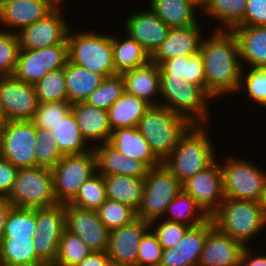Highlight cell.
I'll return each instance as SVG.
<instances>
[{
  "label": "cell",
  "instance_id": "56",
  "mask_svg": "<svg viewBox=\"0 0 266 266\" xmlns=\"http://www.w3.org/2000/svg\"><path fill=\"white\" fill-rule=\"evenodd\" d=\"M252 253L250 247H245L240 258L239 266H266V255L254 256Z\"/></svg>",
  "mask_w": 266,
  "mask_h": 266
},
{
  "label": "cell",
  "instance_id": "39",
  "mask_svg": "<svg viewBox=\"0 0 266 266\" xmlns=\"http://www.w3.org/2000/svg\"><path fill=\"white\" fill-rule=\"evenodd\" d=\"M92 252L78 235L64 229L53 266H76Z\"/></svg>",
  "mask_w": 266,
  "mask_h": 266
},
{
  "label": "cell",
  "instance_id": "29",
  "mask_svg": "<svg viewBox=\"0 0 266 266\" xmlns=\"http://www.w3.org/2000/svg\"><path fill=\"white\" fill-rule=\"evenodd\" d=\"M108 199L131 207L135 212L142 203L144 179L127 175H103Z\"/></svg>",
  "mask_w": 266,
  "mask_h": 266
},
{
  "label": "cell",
  "instance_id": "43",
  "mask_svg": "<svg viewBox=\"0 0 266 266\" xmlns=\"http://www.w3.org/2000/svg\"><path fill=\"white\" fill-rule=\"evenodd\" d=\"M245 68L241 70L238 93L245 89L249 101L251 99L256 105L266 108V68H249L246 72Z\"/></svg>",
  "mask_w": 266,
  "mask_h": 266
},
{
  "label": "cell",
  "instance_id": "12",
  "mask_svg": "<svg viewBox=\"0 0 266 266\" xmlns=\"http://www.w3.org/2000/svg\"><path fill=\"white\" fill-rule=\"evenodd\" d=\"M67 62V39L61 44L47 48L20 49L13 76L27 84L34 85L48 72L64 68Z\"/></svg>",
  "mask_w": 266,
  "mask_h": 266
},
{
  "label": "cell",
  "instance_id": "24",
  "mask_svg": "<svg viewBox=\"0 0 266 266\" xmlns=\"http://www.w3.org/2000/svg\"><path fill=\"white\" fill-rule=\"evenodd\" d=\"M71 111L75 115L77 125L82 137L92 147L95 142L103 144L108 142L112 134L107 110L95 107L88 103L77 102L72 104Z\"/></svg>",
  "mask_w": 266,
  "mask_h": 266
},
{
  "label": "cell",
  "instance_id": "44",
  "mask_svg": "<svg viewBox=\"0 0 266 266\" xmlns=\"http://www.w3.org/2000/svg\"><path fill=\"white\" fill-rule=\"evenodd\" d=\"M96 211L110 231L128 225L137 218L131 207L108 198Z\"/></svg>",
  "mask_w": 266,
  "mask_h": 266
},
{
  "label": "cell",
  "instance_id": "47",
  "mask_svg": "<svg viewBox=\"0 0 266 266\" xmlns=\"http://www.w3.org/2000/svg\"><path fill=\"white\" fill-rule=\"evenodd\" d=\"M19 50L17 32L0 30V76L14 74Z\"/></svg>",
  "mask_w": 266,
  "mask_h": 266
},
{
  "label": "cell",
  "instance_id": "33",
  "mask_svg": "<svg viewBox=\"0 0 266 266\" xmlns=\"http://www.w3.org/2000/svg\"><path fill=\"white\" fill-rule=\"evenodd\" d=\"M114 68L121 75L125 71L143 66L151 60L149 53L127 34L125 38L112 35Z\"/></svg>",
  "mask_w": 266,
  "mask_h": 266
},
{
  "label": "cell",
  "instance_id": "3",
  "mask_svg": "<svg viewBox=\"0 0 266 266\" xmlns=\"http://www.w3.org/2000/svg\"><path fill=\"white\" fill-rule=\"evenodd\" d=\"M160 96V99L163 98L160 105L185 117L192 125L209 123V101L213 98L202 87L189 83L182 77L160 73Z\"/></svg>",
  "mask_w": 266,
  "mask_h": 266
},
{
  "label": "cell",
  "instance_id": "48",
  "mask_svg": "<svg viewBox=\"0 0 266 266\" xmlns=\"http://www.w3.org/2000/svg\"><path fill=\"white\" fill-rule=\"evenodd\" d=\"M150 228L157 235L163 249H169L177 245L184 237L190 226L158 219L150 223Z\"/></svg>",
  "mask_w": 266,
  "mask_h": 266
},
{
  "label": "cell",
  "instance_id": "6",
  "mask_svg": "<svg viewBox=\"0 0 266 266\" xmlns=\"http://www.w3.org/2000/svg\"><path fill=\"white\" fill-rule=\"evenodd\" d=\"M72 31L69 29L67 34L68 60L71 63L104 78L118 75L114 68L112 35L98 34V31L91 30Z\"/></svg>",
  "mask_w": 266,
  "mask_h": 266
},
{
  "label": "cell",
  "instance_id": "20",
  "mask_svg": "<svg viewBox=\"0 0 266 266\" xmlns=\"http://www.w3.org/2000/svg\"><path fill=\"white\" fill-rule=\"evenodd\" d=\"M202 33L200 23L187 27L170 28L166 39L151 55V61L159 66L170 58L197 54L200 52L203 41Z\"/></svg>",
  "mask_w": 266,
  "mask_h": 266
},
{
  "label": "cell",
  "instance_id": "54",
  "mask_svg": "<svg viewBox=\"0 0 266 266\" xmlns=\"http://www.w3.org/2000/svg\"><path fill=\"white\" fill-rule=\"evenodd\" d=\"M188 61V56H178L175 58H170L163 61L159 65L160 73L171 74L172 77H182L185 75L186 62Z\"/></svg>",
  "mask_w": 266,
  "mask_h": 266
},
{
  "label": "cell",
  "instance_id": "16",
  "mask_svg": "<svg viewBox=\"0 0 266 266\" xmlns=\"http://www.w3.org/2000/svg\"><path fill=\"white\" fill-rule=\"evenodd\" d=\"M65 229L78 235L91 250L107 252L110 230L99 219L96 210L65 204Z\"/></svg>",
  "mask_w": 266,
  "mask_h": 266
},
{
  "label": "cell",
  "instance_id": "18",
  "mask_svg": "<svg viewBox=\"0 0 266 266\" xmlns=\"http://www.w3.org/2000/svg\"><path fill=\"white\" fill-rule=\"evenodd\" d=\"M213 227L211 218L190 227L177 245L163 249L160 266H197L207 233Z\"/></svg>",
  "mask_w": 266,
  "mask_h": 266
},
{
  "label": "cell",
  "instance_id": "40",
  "mask_svg": "<svg viewBox=\"0 0 266 266\" xmlns=\"http://www.w3.org/2000/svg\"><path fill=\"white\" fill-rule=\"evenodd\" d=\"M36 234V209L12 207L2 238L34 237Z\"/></svg>",
  "mask_w": 266,
  "mask_h": 266
},
{
  "label": "cell",
  "instance_id": "10",
  "mask_svg": "<svg viewBox=\"0 0 266 266\" xmlns=\"http://www.w3.org/2000/svg\"><path fill=\"white\" fill-rule=\"evenodd\" d=\"M54 195L58 204H69L80 187L97 172L93 151L78 155H64L51 169Z\"/></svg>",
  "mask_w": 266,
  "mask_h": 266
},
{
  "label": "cell",
  "instance_id": "36",
  "mask_svg": "<svg viewBox=\"0 0 266 266\" xmlns=\"http://www.w3.org/2000/svg\"><path fill=\"white\" fill-rule=\"evenodd\" d=\"M209 218L197 202L183 191L167 206L165 217H163L164 220L183 223L190 227L200 225Z\"/></svg>",
  "mask_w": 266,
  "mask_h": 266
},
{
  "label": "cell",
  "instance_id": "62",
  "mask_svg": "<svg viewBox=\"0 0 266 266\" xmlns=\"http://www.w3.org/2000/svg\"><path fill=\"white\" fill-rule=\"evenodd\" d=\"M193 1H195L200 7H202L207 0H193Z\"/></svg>",
  "mask_w": 266,
  "mask_h": 266
},
{
  "label": "cell",
  "instance_id": "52",
  "mask_svg": "<svg viewBox=\"0 0 266 266\" xmlns=\"http://www.w3.org/2000/svg\"><path fill=\"white\" fill-rule=\"evenodd\" d=\"M238 26H266V0H247L244 20Z\"/></svg>",
  "mask_w": 266,
  "mask_h": 266
},
{
  "label": "cell",
  "instance_id": "19",
  "mask_svg": "<svg viewBox=\"0 0 266 266\" xmlns=\"http://www.w3.org/2000/svg\"><path fill=\"white\" fill-rule=\"evenodd\" d=\"M124 21V33L137 41L150 56L166 39L170 29L150 8L135 12Z\"/></svg>",
  "mask_w": 266,
  "mask_h": 266
},
{
  "label": "cell",
  "instance_id": "35",
  "mask_svg": "<svg viewBox=\"0 0 266 266\" xmlns=\"http://www.w3.org/2000/svg\"><path fill=\"white\" fill-rule=\"evenodd\" d=\"M247 0H207L201 9L204 14L222 23L215 30L231 31L243 20L246 13Z\"/></svg>",
  "mask_w": 266,
  "mask_h": 266
},
{
  "label": "cell",
  "instance_id": "4",
  "mask_svg": "<svg viewBox=\"0 0 266 266\" xmlns=\"http://www.w3.org/2000/svg\"><path fill=\"white\" fill-rule=\"evenodd\" d=\"M192 124L169 108L151 106L137 125L154 155L163 162L177 146L179 139Z\"/></svg>",
  "mask_w": 266,
  "mask_h": 266
},
{
  "label": "cell",
  "instance_id": "45",
  "mask_svg": "<svg viewBox=\"0 0 266 266\" xmlns=\"http://www.w3.org/2000/svg\"><path fill=\"white\" fill-rule=\"evenodd\" d=\"M36 166L52 169L64 156L58 148L51 130L36 128Z\"/></svg>",
  "mask_w": 266,
  "mask_h": 266
},
{
  "label": "cell",
  "instance_id": "2",
  "mask_svg": "<svg viewBox=\"0 0 266 266\" xmlns=\"http://www.w3.org/2000/svg\"><path fill=\"white\" fill-rule=\"evenodd\" d=\"M209 133L207 125H192L162 162L181 184L217 159Z\"/></svg>",
  "mask_w": 266,
  "mask_h": 266
},
{
  "label": "cell",
  "instance_id": "63",
  "mask_svg": "<svg viewBox=\"0 0 266 266\" xmlns=\"http://www.w3.org/2000/svg\"><path fill=\"white\" fill-rule=\"evenodd\" d=\"M5 120H4V114L2 112V109H1V106H0V123H4Z\"/></svg>",
  "mask_w": 266,
  "mask_h": 266
},
{
  "label": "cell",
  "instance_id": "28",
  "mask_svg": "<svg viewBox=\"0 0 266 266\" xmlns=\"http://www.w3.org/2000/svg\"><path fill=\"white\" fill-rule=\"evenodd\" d=\"M149 2V8L169 28L187 27L199 23L196 10L197 7L199 9L201 7L193 0H150Z\"/></svg>",
  "mask_w": 266,
  "mask_h": 266
},
{
  "label": "cell",
  "instance_id": "38",
  "mask_svg": "<svg viewBox=\"0 0 266 266\" xmlns=\"http://www.w3.org/2000/svg\"><path fill=\"white\" fill-rule=\"evenodd\" d=\"M33 86L38 103L68 101L64 68L48 72Z\"/></svg>",
  "mask_w": 266,
  "mask_h": 266
},
{
  "label": "cell",
  "instance_id": "60",
  "mask_svg": "<svg viewBox=\"0 0 266 266\" xmlns=\"http://www.w3.org/2000/svg\"><path fill=\"white\" fill-rule=\"evenodd\" d=\"M54 5H56L57 7H61L63 4L61 3H64L63 1L65 0H50Z\"/></svg>",
  "mask_w": 266,
  "mask_h": 266
},
{
  "label": "cell",
  "instance_id": "23",
  "mask_svg": "<svg viewBox=\"0 0 266 266\" xmlns=\"http://www.w3.org/2000/svg\"><path fill=\"white\" fill-rule=\"evenodd\" d=\"M96 145L93 147V151L96 156V167L98 174H120L136 177L139 179H145L149 168L143 162L135 160L127 155L124 156L108 142Z\"/></svg>",
  "mask_w": 266,
  "mask_h": 266
},
{
  "label": "cell",
  "instance_id": "46",
  "mask_svg": "<svg viewBox=\"0 0 266 266\" xmlns=\"http://www.w3.org/2000/svg\"><path fill=\"white\" fill-rule=\"evenodd\" d=\"M72 108L68 101L38 103L33 119L36 128L51 130Z\"/></svg>",
  "mask_w": 266,
  "mask_h": 266
},
{
  "label": "cell",
  "instance_id": "31",
  "mask_svg": "<svg viewBox=\"0 0 266 266\" xmlns=\"http://www.w3.org/2000/svg\"><path fill=\"white\" fill-rule=\"evenodd\" d=\"M64 70L68 102L70 104L86 101L89 95L105 79L102 75L93 73L87 68L77 66L69 60L65 64Z\"/></svg>",
  "mask_w": 266,
  "mask_h": 266
},
{
  "label": "cell",
  "instance_id": "49",
  "mask_svg": "<svg viewBox=\"0 0 266 266\" xmlns=\"http://www.w3.org/2000/svg\"><path fill=\"white\" fill-rule=\"evenodd\" d=\"M163 248L157 235L150 228L138 247L137 266H160Z\"/></svg>",
  "mask_w": 266,
  "mask_h": 266
},
{
  "label": "cell",
  "instance_id": "34",
  "mask_svg": "<svg viewBox=\"0 0 266 266\" xmlns=\"http://www.w3.org/2000/svg\"><path fill=\"white\" fill-rule=\"evenodd\" d=\"M51 132L63 155L84 154L93 149L82 137L72 111L61 119L57 125L52 127Z\"/></svg>",
  "mask_w": 266,
  "mask_h": 266
},
{
  "label": "cell",
  "instance_id": "57",
  "mask_svg": "<svg viewBox=\"0 0 266 266\" xmlns=\"http://www.w3.org/2000/svg\"><path fill=\"white\" fill-rule=\"evenodd\" d=\"M12 204L7 200V197L0 196V241L4 232L7 216L12 208Z\"/></svg>",
  "mask_w": 266,
  "mask_h": 266
},
{
  "label": "cell",
  "instance_id": "1",
  "mask_svg": "<svg viewBox=\"0 0 266 266\" xmlns=\"http://www.w3.org/2000/svg\"><path fill=\"white\" fill-rule=\"evenodd\" d=\"M200 46L206 92L214 99L238 93L242 66L235 35L228 30H213Z\"/></svg>",
  "mask_w": 266,
  "mask_h": 266
},
{
  "label": "cell",
  "instance_id": "37",
  "mask_svg": "<svg viewBox=\"0 0 266 266\" xmlns=\"http://www.w3.org/2000/svg\"><path fill=\"white\" fill-rule=\"evenodd\" d=\"M65 229V205L36 208L35 237L61 238Z\"/></svg>",
  "mask_w": 266,
  "mask_h": 266
},
{
  "label": "cell",
  "instance_id": "58",
  "mask_svg": "<svg viewBox=\"0 0 266 266\" xmlns=\"http://www.w3.org/2000/svg\"><path fill=\"white\" fill-rule=\"evenodd\" d=\"M259 204H260L261 211L264 215V218L266 220V185H265V189L262 193L261 199L259 201Z\"/></svg>",
  "mask_w": 266,
  "mask_h": 266
},
{
  "label": "cell",
  "instance_id": "21",
  "mask_svg": "<svg viewBox=\"0 0 266 266\" xmlns=\"http://www.w3.org/2000/svg\"><path fill=\"white\" fill-rule=\"evenodd\" d=\"M244 248L214 226L207 233L197 266H239Z\"/></svg>",
  "mask_w": 266,
  "mask_h": 266
},
{
  "label": "cell",
  "instance_id": "64",
  "mask_svg": "<svg viewBox=\"0 0 266 266\" xmlns=\"http://www.w3.org/2000/svg\"><path fill=\"white\" fill-rule=\"evenodd\" d=\"M110 266H122V265H116V264L111 263Z\"/></svg>",
  "mask_w": 266,
  "mask_h": 266
},
{
  "label": "cell",
  "instance_id": "59",
  "mask_svg": "<svg viewBox=\"0 0 266 266\" xmlns=\"http://www.w3.org/2000/svg\"><path fill=\"white\" fill-rule=\"evenodd\" d=\"M18 0H0V9L4 6L7 5L9 3H14L17 2Z\"/></svg>",
  "mask_w": 266,
  "mask_h": 266
},
{
  "label": "cell",
  "instance_id": "8",
  "mask_svg": "<svg viewBox=\"0 0 266 266\" xmlns=\"http://www.w3.org/2000/svg\"><path fill=\"white\" fill-rule=\"evenodd\" d=\"M181 191L182 184L163 163L148 169L136 217L148 223L163 219L167 206Z\"/></svg>",
  "mask_w": 266,
  "mask_h": 266
},
{
  "label": "cell",
  "instance_id": "30",
  "mask_svg": "<svg viewBox=\"0 0 266 266\" xmlns=\"http://www.w3.org/2000/svg\"><path fill=\"white\" fill-rule=\"evenodd\" d=\"M150 107L146 101L124 92L107 110L111 130L137 127Z\"/></svg>",
  "mask_w": 266,
  "mask_h": 266
},
{
  "label": "cell",
  "instance_id": "5",
  "mask_svg": "<svg viewBox=\"0 0 266 266\" xmlns=\"http://www.w3.org/2000/svg\"><path fill=\"white\" fill-rule=\"evenodd\" d=\"M210 218L217 229L245 247L266 226L259 202L250 200L225 198Z\"/></svg>",
  "mask_w": 266,
  "mask_h": 266
},
{
  "label": "cell",
  "instance_id": "17",
  "mask_svg": "<svg viewBox=\"0 0 266 266\" xmlns=\"http://www.w3.org/2000/svg\"><path fill=\"white\" fill-rule=\"evenodd\" d=\"M150 223L136 218L130 224L110 231L107 254L113 264L137 266L138 247Z\"/></svg>",
  "mask_w": 266,
  "mask_h": 266
},
{
  "label": "cell",
  "instance_id": "53",
  "mask_svg": "<svg viewBox=\"0 0 266 266\" xmlns=\"http://www.w3.org/2000/svg\"><path fill=\"white\" fill-rule=\"evenodd\" d=\"M19 168L0 157V196L7 197L11 192Z\"/></svg>",
  "mask_w": 266,
  "mask_h": 266
},
{
  "label": "cell",
  "instance_id": "61",
  "mask_svg": "<svg viewBox=\"0 0 266 266\" xmlns=\"http://www.w3.org/2000/svg\"><path fill=\"white\" fill-rule=\"evenodd\" d=\"M3 129H4V123H0V150H1V142H2Z\"/></svg>",
  "mask_w": 266,
  "mask_h": 266
},
{
  "label": "cell",
  "instance_id": "25",
  "mask_svg": "<svg viewBox=\"0 0 266 266\" xmlns=\"http://www.w3.org/2000/svg\"><path fill=\"white\" fill-rule=\"evenodd\" d=\"M231 31L237 40L242 68L245 63L249 68H266V26H237Z\"/></svg>",
  "mask_w": 266,
  "mask_h": 266
},
{
  "label": "cell",
  "instance_id": "32",
  "mask_svg": "<svg viewBox=\"0 0 266 266\" xmlns=\"http://www.w3.org/2000/svg\"><path fill=\"white\" fill-rule=\"evenodd\" d=\"M34 237L1 238L0 266H46L36 255Z\"/></svg>",
  "mask_w": 266,
  "mask_h": 266
},
{
  "label": "cell",
  "instance_id": "7",
  "mask_svg": "<svg viewBox=\"0 0 266 266\" xmlns=\"http://www.w3.org/2000/svg\"><path fill=\"white\" fill-rule=\"evenodd\" d=\"M7 200L18 208L36 209L56 205L52 170L40 166L19 168Z\"/></svg>",
  "mask_w": 266,
  "mask_h": 266
},
{
  "label": "cell",
  "instance_id": "55",
  "mask_svg": "<svg viewBox=\"0 0 266 266\" xmlns=\"http://www.w3.org/2000/svg\"><path fill=\"white\" fill-rule=\"evenodd\" d=\"M111 263L107 252L93 251L76 266H110Z\"/></svg>",
  "mask_w": 266,
  "mask_h": 266
},
{
  "label": "cell",
  "instance_id": "14",
  "mask_svg": "<svg viewBox=\"0 0 266 266\" xmlns=\"http://www.w3.org/2000/svg\"><path fill=\"white\" fill-rule=\"evenodd\" d=\"M182 191L191 196L210 217L225 199L218 158L209 167L184 181Z\"/></svg>",
  "mask_w": 266,
  "mask_h": 266
},
{
  "label": "cell",
  "instance_id": "50",
  "mask_svg": "<svg viewBox=\"0 0 266 266\" xmlns=\"http://www.w3.org/2000/svg\"><path fill=\"white\" fill-rule=\"evenodd\" d=\"M61 238L35 237L33 239L37 257L46 265L53 266Z\"/></svg>",
  "mask_w": 266,
  "mask_h": 266
},
{
  "label": "cell",
  "instance_id": "26",
  "mask_svg": "<svg viewBox=\"0 0 266 266\" xmlns=\"http://www.w3.org/2000/svg\"><path fill=\"white\" fill-rule=\"evenodd\" d=\"M121 76L126 93L135 95L151 106L160 105V100L153 98L160 95V72L157 64L150 60L143 66L125 71Z\"/></svg>",
  "mask_w": 266,
  "mask_h": 266
},
{
  "label": "cell",
  "instance_id": "27",
  "mask_svg": "<svg viewBox=\"0 0 266 266\" xmlns=\"http://www.w3.org/2000/svg\"><path fill=\"white\" fill-rule=\"evenodd\" d=\"M108 143L124 156L143 162L149 169L162 164L137 127L113 130Z\"/></svg>",
  "mask_w": 266,
  "mask_h": 266
},
{
  "label": "cell",
  "instance_id": "9",
  "mask_svg": "<svg viewBox=\"0 0 266 266\" xmlns=\"http://www.w3.org/2000/svg\"><path fill=\"white\" fill-rule=\"evenodd\" d=\"M225 159L220 162L225 198L259 202L266 185V170L235 155Z\"/></svg>",
  "mask_w": 266,
  "mask_h": 266
},
{
  "label": "cell",
  "instance_id": "15",
  "mask_svg": "<svg viewBox=\"0 0 266 266\" xmlns=\"http://www.w3.org/2000/svg\"><path fill=\"white\" fill-rule=\"evenodd\" d=\"M62 8L56 7L44 19L22 28L17 33L20 49L36 50L63 43L71 27L62 16Z\"/></svg>",
  "mask_w": 266,
  "mask_h": 266
},
{
  "label": "cell",
  "instance_id": "22",
  "mask_svg": "<svg viewBox=\"0 0 266 266\" xmlns=\"http://www.w3.org/2000/svg\"><path fill=\"white\" fill-rule=\"evenodd\" d=\"M56 7L50 0H18L9 3L0 9V28L9 32L14 29L13 32L17 30L18 33L22 28L44 19Z\"/></svg>",
  "mask_w": 266,
  "mask_h": 266
},
{
  "label": "cell",
  "instance_id": "51",
  "mask_svg": "<svg viewBox=\"0 0 266 266\" xmlns=\"http://www.w3.org/2000/svg\"><path fill=\"white\" fill-rule=\"evenodd\" d=\"M183 78L185 81L200 86L206 91L205 69L200 52L193 56H188Z\"/></svg>",
  "mask_w": 266,
  "mask_h": 266
},
{
  "label": "cell",
  "instance_id": "11",
  "mask_svg": "<svg viewBox=\"0 0 266 266\" xmlns=\"http://www.w3.org/2000/svg\"><path fill=\"white\" fill-rule=\"evenodd\" d=\"M36 126L31 120L4 122L0 157L18 168L36 167Z\"/></svg>",
  "mask_w": 266,
  "mask_h": 266
},
{
  "label": "cell",
  "instance_id": "41",
  "mask_svg": "<svg viewBox=\"0 0 266 266\" xmlns=\"http://www.w3.org/2000/svg\"><path fill=\"white\" fill-rule=\"evenodd\" d=\"M106 199L103 175L96 173L80 187L76 197L69 204L82 209L97 210Z\"/></svg>",
  "mask_w": 266,
  "mask_h": 266
},
{
  "label": "cell",
  "instance_id": "42",
  "mask_svg": "<svg viewBox=\"0 0 266 266\" xmlns=\"http://www.w3.org/2000/svg\"><path fill=\"white\" fill-rule=\"evenodd\" d=\"M125 92L124 79L121 75L105 78L86 99V103L108 110L112 104Z\"/></svg>",
  "mask_w": 266,
  "mask_h": 266
},
{
  "label": "cell",
  "instance_id": "13",
  "mask_svg": "<svg viewBox=\"0 0 266 266\" xmlns=\"http://www.w3.org/2000/svg\"><path fill=\"white\" fill-rule=\"evenodd\" d=\"M38 100L34 86L12 76H0V106L4 120H32Z\"/></svg>",
  "mask_w": 266,
  "mask_h": 266
}]
</instances>
